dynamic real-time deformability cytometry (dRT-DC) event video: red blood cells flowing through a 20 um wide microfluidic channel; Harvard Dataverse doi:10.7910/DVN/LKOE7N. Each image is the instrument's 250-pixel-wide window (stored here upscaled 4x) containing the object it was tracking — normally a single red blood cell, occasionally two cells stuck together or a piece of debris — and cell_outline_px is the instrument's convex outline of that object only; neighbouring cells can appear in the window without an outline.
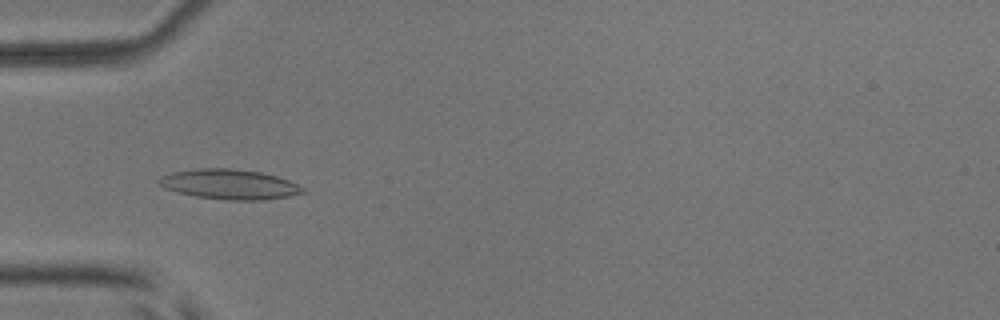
{"species": "common noctule bat (a hibernating species)", "species_latin": "Nyctalus noctula", "temperature_condition": "room temperature", "stored_images_in_passage": 53, "camera_frame_rate_fps": 3000, "um_per_image_px": 0.085, "animal": {"sex": "male", "body_mass_g": 17.9, "forearm_length_mm": 54.2}, "frame": {"image": 1, "passage_image": 18, "time_ms": 5.667, "image_size_px": [1000, 320], "cell_outline_px": [[308, 192], [288, 196], [264, 200], [228, 200], [196, 196], [176, 192], [164, 188], [156, 180], [160, 176], [172, 172], [200, 168], [232, 168], [260, 172], [276, 176], [288, 180], [308, 188]], "centroid_in_image_um": [19.53, 15.66], "position_along_channel_um": 65.5, "area_um2": 25.32}}
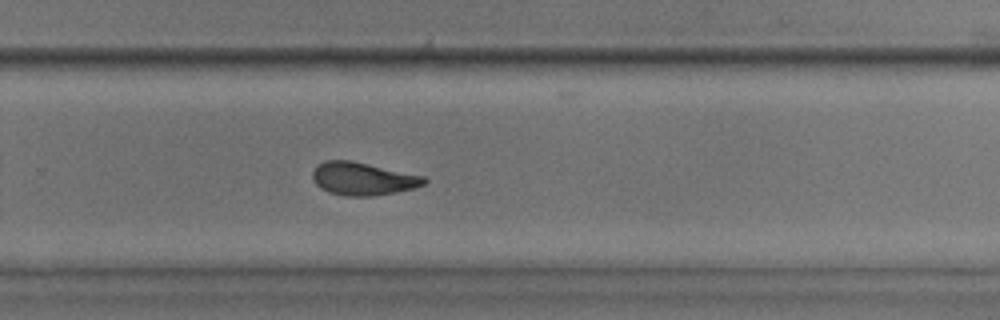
{"frame": {"image": 2, "passage_image": 36, "time_ms": 11.667, "image_size_px": [1000, 320], "cell_outline_px": [[428, 180], [424, 184], [412, 188], [396, 192], [372, 196], [344, 196], [328, 192], [320, 188], [316, 184], [312, 176], [312, 172], [316, 164], [324, 160], [352, 160], [424, 176]], "centroid_in_image_um": [30.8, 15.18], "position_along_channel_um": 299.0, "area_um2": 21.5}}
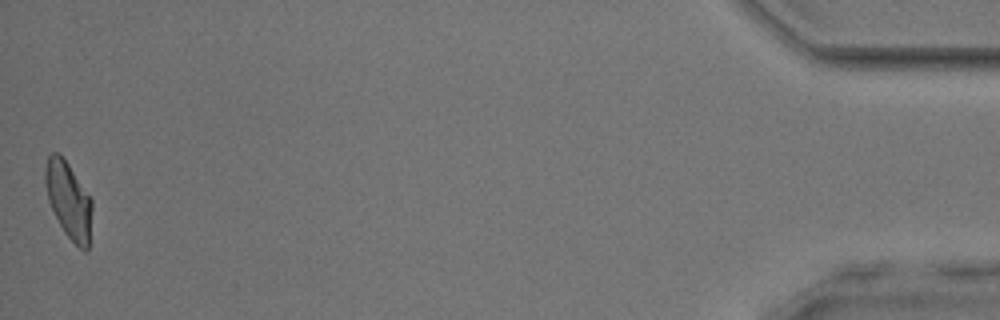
{"frame": {"image": 3, "passage_image": 53, "time_ms": 17.333, "image_size_px": [1000, 320], "cell_outline_px": [[92, 208], [88, 252], [84, 252], [64, 232], [48, 200], [44, 180], [44, 168], [48, 156], [52, 152], [56, 152], [68, 164], [92, 200]], "centroid_in_image_um": [5.83, 17.03], "position_along_channel_um": 429.4, "area_um2": 20.58}, "authors_computed_cell_mechanics": {"area_um2": 21.7906, "velocity_mm_per_s": 3.9271, "shape_relaxation_time_tau1_ms": 5.4451, "shape_relaxation_time_tau2_ms": 1.9953, "deformation_change_tau1": 0.1866, "deformation_change_tau2": 0.0754}}